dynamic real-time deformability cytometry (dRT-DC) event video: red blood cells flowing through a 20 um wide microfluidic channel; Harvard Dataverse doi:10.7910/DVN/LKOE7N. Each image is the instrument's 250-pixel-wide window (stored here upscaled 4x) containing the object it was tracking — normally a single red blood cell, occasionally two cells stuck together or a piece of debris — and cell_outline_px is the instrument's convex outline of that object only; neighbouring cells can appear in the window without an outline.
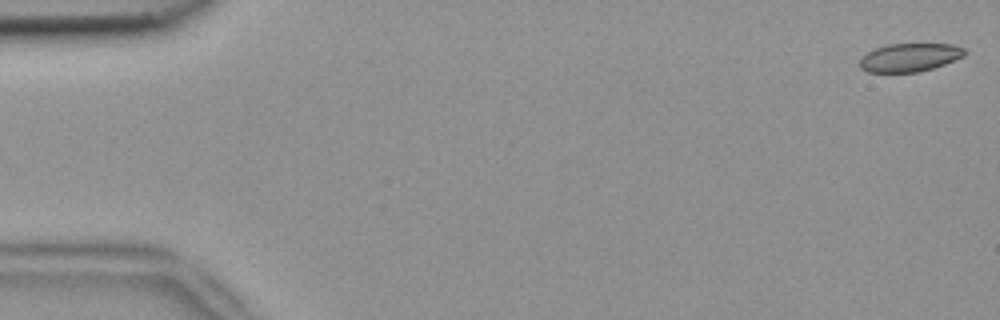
{"species": "common noctule bat (a hibernating species)", "species_latin": "Nyctalus noctula", "temperature_condition": "room temperature", "stored_images_in_passage": 53, "camera_frame_rate_fps": 3000, "um_per_image_px": 0.085, "animal": {"sex": "female", "body_mass_g": 18.4}, "frame": {"image": 1, "passage_image": 1, "time_ms": 0.0, "image_size_px": [1000, 320], "cell_outline_px": [[968, 52], [964, 56], [944, 64], [920, 72], [868, 72], [860, 68], [860, 60], [868, 52], [876, 48], [888, 44], [952, 44], [964, 48]], "centroid_in_image_um": [77.35, 4.88], "position_along_channel_um": 7.7, "area_um2": 17.22}}
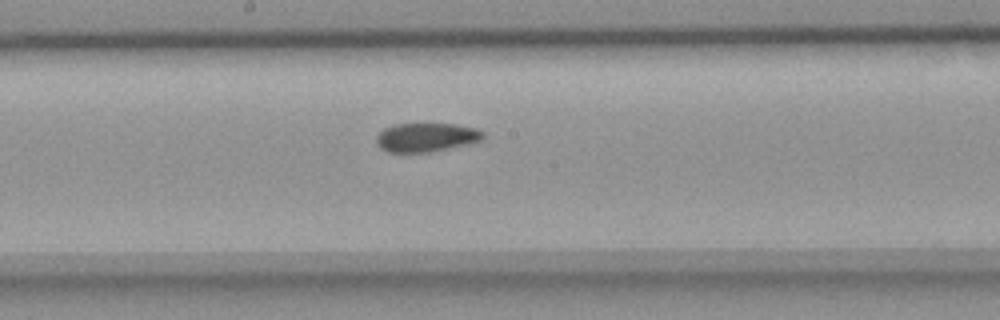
{"frame": {"image": 2, "passage_image": 28, "time_ms": 9.0, "image_size_px": [1000, 320], "cell_outline_px": [[484, 136], [480, 140], [448, 148], [428, 152], [388, 152], [380, 148], [376, 144], [376, 136], [384, 128], [396, 124], [456, 124], [476, 128], [484, 132]], "centroid_in_image_um": [36.19, 11.66], "position_along_channel_um": 212.0, "area_um2": 17.74}}
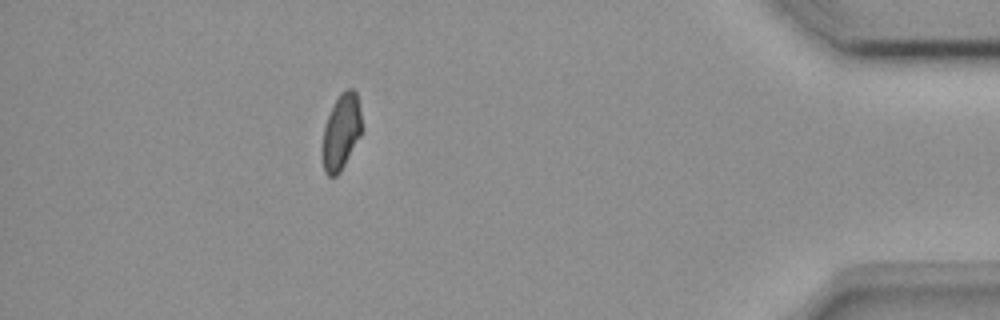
{"frame": {"image": 3, "passage_image": 47, "time_ms": 15.333, "image_size_px": [1000, 320], "cell_outline_px": [[360, 136], [340, 172], [336, 176], [328, 176], [324, 172], [324, 128], [328, 116], [340, 92], [348, 88], [352, 88], [356, 92], [360, 112]], "centroid_in_image_um": [29.01, 11.19], "position_along_channel_um": 406.2, "area_um2": 16.65}, "authors_computed_cell_mechanics": {"area_um2": 18.3804, "velocity_mm_per_s": 3.8492, "shape_relaxation_time_tau1_ms": null, "shape_relaxation_time_tau2_ms": 2.3407, "deformation_change_tau1": null, "deformation_change_tau2": 0.0685}}